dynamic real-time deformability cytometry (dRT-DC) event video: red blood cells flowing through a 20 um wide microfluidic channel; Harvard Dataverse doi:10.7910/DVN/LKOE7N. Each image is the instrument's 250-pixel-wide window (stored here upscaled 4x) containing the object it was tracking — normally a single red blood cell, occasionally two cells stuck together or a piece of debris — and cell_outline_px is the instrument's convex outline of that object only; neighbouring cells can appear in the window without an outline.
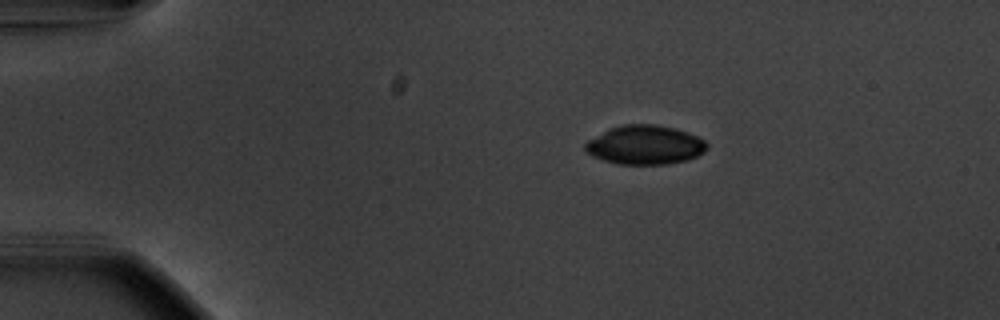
{"species": "common noctule bat (a hibernating species)", "species_latin": "Nyctalus noctula", "temperature_condition": "warm", "stored_images_in_passage": 45, "camera_frame_rate_fps": 3000, "um_per_image_px": 0.085, "animal": {"sex": "male", "body_mass_g": 20.1, "forearm_length_mm": 53.5}, "frame": {"image": 1, "passage_image": 1, "time_ms": 0.0, "image_size_px": [1000, 320], "cell_outline_px": [[708, 148], [704, 152], [688, 160], [668, 164], [616, 164], [592, 156], [584, 148], [584, 144], [588, 140], [612, 128], [624, 124], [652, 124], [672, 128], [688, 132], [704, 140], [708, 144]], "centroid_in_image_um": [54.85, 12.33], "position_along_channel_um": 30.2, "area_um2": 27.51}}
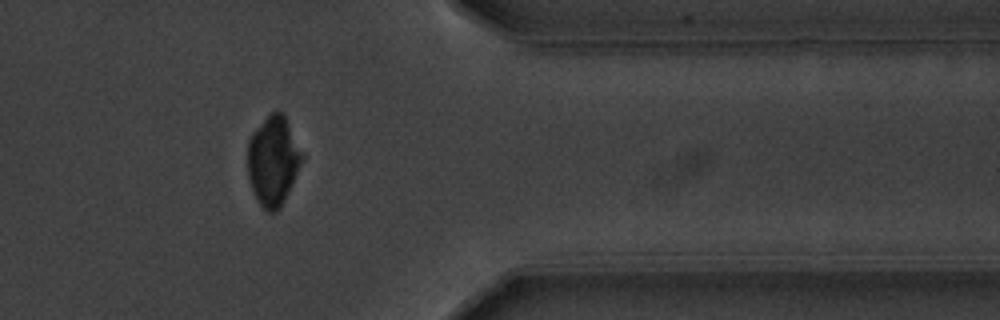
{"frame": {"image": 2, "passage_image": 36, "time_ms": 11.667, "image_size_px": [1000, 320], "cell_outline_px": [[304, 160], [280, 208], [276, 212], [268, 212], [256, 200], [248, 180], [248, 140], [252, 132], [272, 112], [280, 112], [284, 116], [304, 156]], "centroid_in_image_um": [23.21, 13.71], "position_along_channel_um": 388.2, "area_um2": 28.09}}
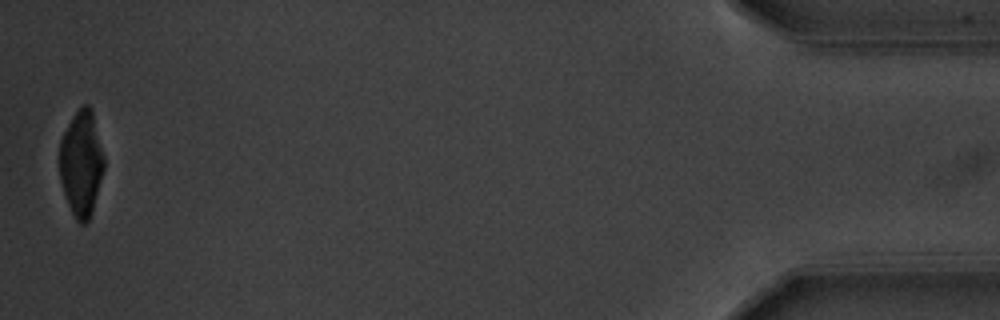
{"frame": {"image": 3, "passage_image": 45, "time_ms": 14.667, "image_size_px": [1000, 320], "cell_outline_px": [[104, 168], [92, 212], [88, 220], [84, 224], [80, 224], [76, 220], [68, 204], [60, 180], [60, 140], [72, 116], [80, 104], [88, 104], [92, 108], [104, 156]], "centroid_in_image_um": [6.92, 13.84], "position_along_channel_um": 428.3, "area_um2": 27.4}}